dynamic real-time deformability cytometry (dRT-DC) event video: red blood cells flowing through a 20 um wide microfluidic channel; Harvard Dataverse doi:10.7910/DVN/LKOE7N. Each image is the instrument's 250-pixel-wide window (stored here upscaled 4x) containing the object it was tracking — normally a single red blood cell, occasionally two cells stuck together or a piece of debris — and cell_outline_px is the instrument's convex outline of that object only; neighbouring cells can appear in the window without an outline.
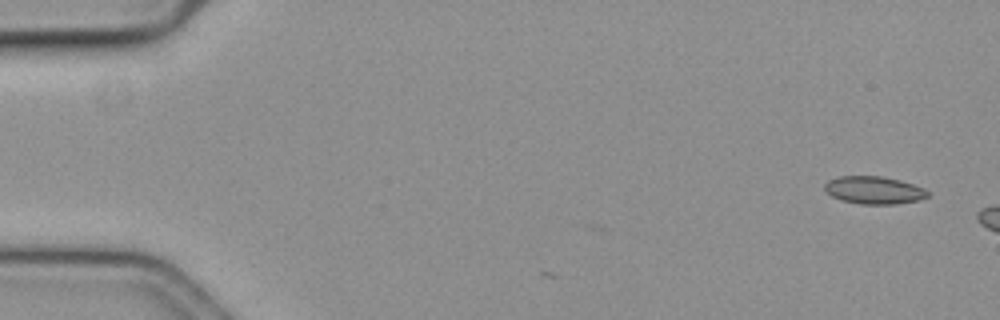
{"species": "common noctule bat (a hibernating species)", "species_latin": "Nyctalus noctula", "temperature_condition": "cold", "stored_images_in_passage": 4, "camera_frame_rate_fps": 3000, "um_per_image_px": 0.085, "animal": {"sex": "female", "body_mass_g": 19.3, "forearm_length_mm": 54.1}, "frame": {"image": 1, "passage_image": 4, "time_ms": 1.0, "image_size_px": [1000, 320], "cell_outline_px": [[928, 196], [920, 200], [896, 204], [860, 204], [840, 200], [832, 196], [824, 188], [824, 184], [828, 180], [840, 176], [880, 176], [900, 180], [924, 188], [928, 192]], "centroid_in_image_um": [74.28, 16.17], "position_along_channel_um": 10.7, "area_um2": 16.59}}